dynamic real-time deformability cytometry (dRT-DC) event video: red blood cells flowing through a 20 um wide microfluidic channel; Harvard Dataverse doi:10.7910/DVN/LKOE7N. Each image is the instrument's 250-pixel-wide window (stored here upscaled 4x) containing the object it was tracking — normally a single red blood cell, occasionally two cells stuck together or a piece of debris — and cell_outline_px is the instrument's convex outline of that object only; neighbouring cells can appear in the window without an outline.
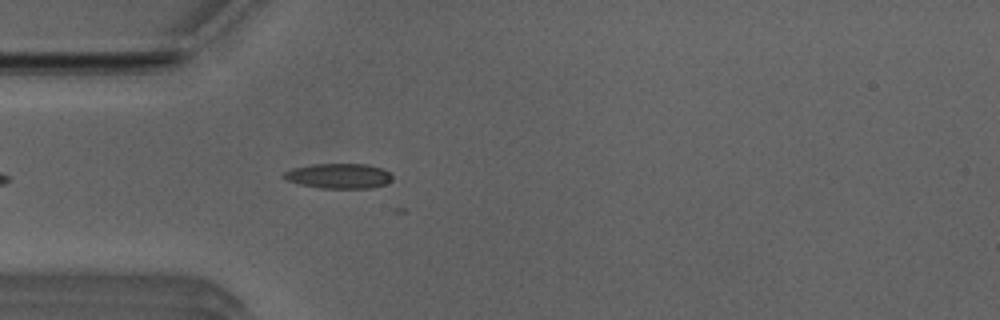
{"species": "Egyptian fruit bat (a non-hibernating species)", "species_latin": "Rousettus aegyptiacus", "temperature_condition": "room temperature", "stored_images_in_passage": 20, "camera_frame_rate_fps": 3000, "um_per_image_px": 0.085, "animal": {"sex": "male"}, "frame": {"image": 1, "passage_image": 5, "time_ms": 1.333, "image_size_px": [1000, 320], "cell_outline_px": [[392, 180], [384, 184], [372, 188], [320, 188], [300, 184], [284, 180], [280, 176], [284, 172], [292, 168], [312, 164], [368, 164], [380, 168], [388, 172], [392, 176]], "centroid_in_image_um": [28.74, 14.95], "position_along_channel_um": 56.3, "area_um2": 15.9}}
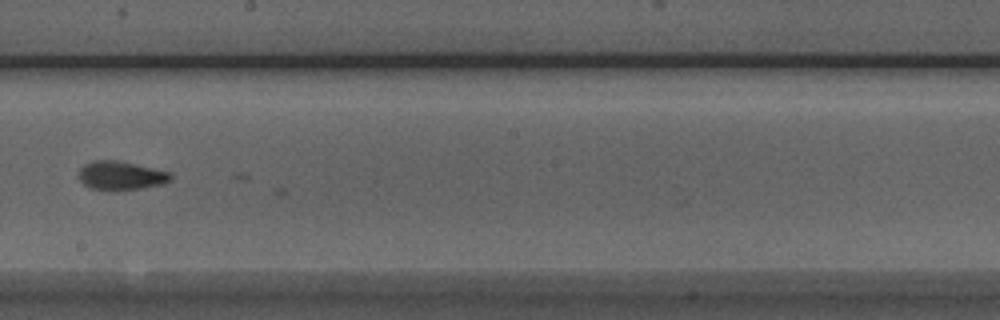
{"frame": {"image": 2, "passage_image": 19, "time_ms": 6.0, "image_size_px": [1000, 320], "cell_outline_px": [[172, 180], [164, 184], [140, 188], [92, 188], [84, 184], [76, 176], [80, 168], [84, 164], [96, 160], [116, 160], [152, 168], [168, 172], [172, 176]], "centroid_in_image_um": [10.26, 14.89], "position_along_channel_um": 237.9, "area_um2": 14.85}}